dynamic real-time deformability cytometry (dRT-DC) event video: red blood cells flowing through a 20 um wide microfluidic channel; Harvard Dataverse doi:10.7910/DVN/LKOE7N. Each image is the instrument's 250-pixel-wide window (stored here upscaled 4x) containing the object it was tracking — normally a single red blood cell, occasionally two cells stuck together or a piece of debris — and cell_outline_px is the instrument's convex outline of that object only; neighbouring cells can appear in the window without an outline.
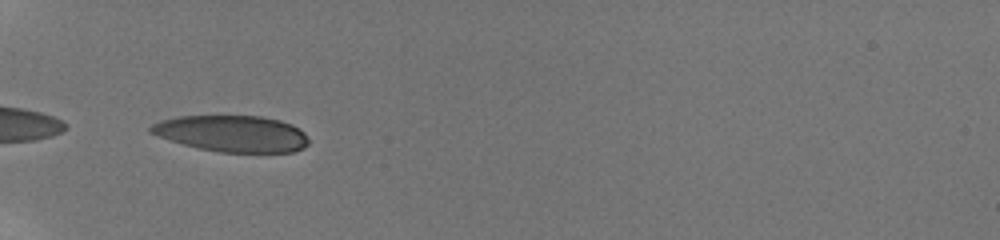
{"species": "human", "species_latin": "Homo sapiens", "temperature_condition": "room temperature", "stored_images_in_passage": 30, "camera_frame_rate_fps": 3000, "um_per_image_px": 0.085, "donor": {"sex": "male"}, "frame": {"image": 1, "passage_image": 1, "time_ms": 0.0, "image_size_px": [1000, 240], "cell_outline_px": [[308, 144], [304, 148], [292, 152], [220, 152], [200, 148], [184, 144], [148, 132], [148, 128], [152, 124], [160, 120], [180, 116], [260, 116], [280, 120], [292, 124], [300, 128], [304, 132], [308, 140]], "centroid_in_image_um": [19.76, 11.35], "position_along_channel_um": 65.2, "area_um2": 33.35}}
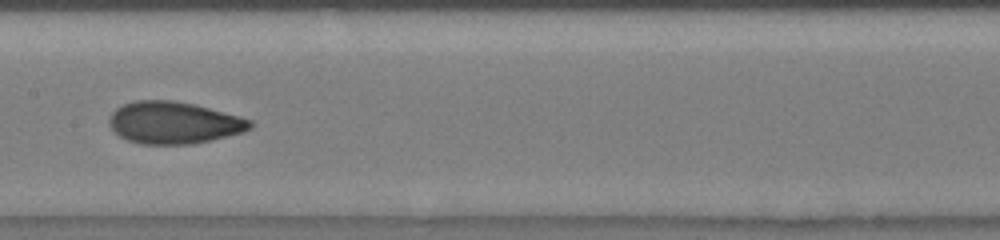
{"frame": {"image": 2, "passage_image": 12, "time_ms": 3.667, "image_size_px": [1000, 240], "cell_outline_px": [[252, 128], [244, 132], [192, 144], [140, 144], [128, 140], [120, 136], [108, 124], [108, 120], [112, 112], [116, 108], [124, 104], [136, 100], [172, 100], [192, 104], [240, 116], [252, 120]], "centroid_in_image_um": [14.77, 10.43], "position_along_channel_um": 192.6, "area_um2": 34.39}}
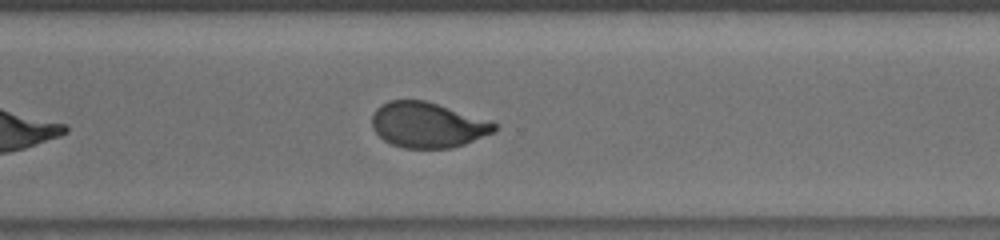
{"frame": {"image": 3, "passage_image": 23, "time_ms": 7.333, "image_size_px": [1000, 240], "cell_outline_px": [[496, 128], [492, 132], [464, 144], [452, 148], [404, 148], [392, 144], [384, 140], [372, 128], [372, 116], [376, 108], [380, 104], [388, 100], [424, 100], [492, 120], [496, 124]], "centroid_in_image_um": [36.33, 10.61], "position_along_channel_um": 334.3, "area_um2": 32.37}, "authors_computed_cell_mechanics": {"area_um2": 34.1887, "velocity_mm_per_s": 3.8776, "shape_relaxation_time_tau1_ms": 4.6458, "shape_relaxation_time_tau2_ms": 1.36, "deformation_change_tau1": 0.1811, "deformation_change_tau2": 0.0616}}